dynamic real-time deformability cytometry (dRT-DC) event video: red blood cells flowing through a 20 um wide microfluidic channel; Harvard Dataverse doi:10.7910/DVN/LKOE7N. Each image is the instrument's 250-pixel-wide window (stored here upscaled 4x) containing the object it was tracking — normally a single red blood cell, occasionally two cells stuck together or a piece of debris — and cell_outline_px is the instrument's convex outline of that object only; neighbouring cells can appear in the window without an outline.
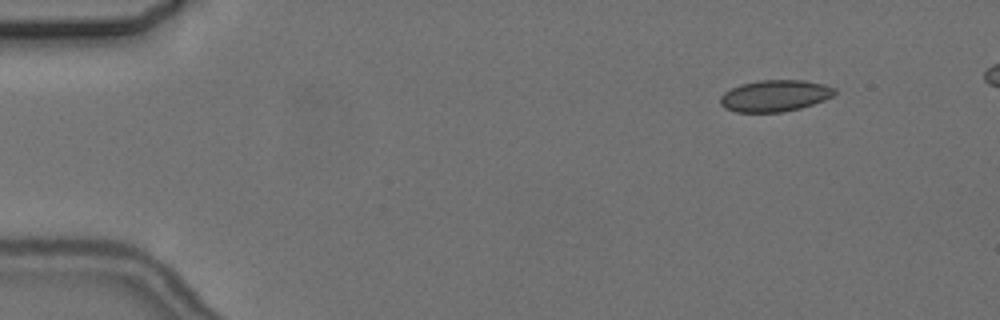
{"species": "common noctule bat (a hibernating species)", "species_latin": "Nyctalus noctula", "temperature_condition": "cold", "stored_images_in_passage": 6, "camera_frame_rate_fps": 3000, "um_per_image_px": 0.085, "animal": {"sex": "female", "body_mass_g": 24.6, "forearm_length_mm": 56.2}, "frame": {"image": 1, "passage_image": 2, "time_ms": 1.0, "image_size_px": [1000, 320], "cell_outline_px": [[836, 92], [832, 96], [824, 100], [800, 108], [784, 112], [736, 112], [724, 108], [720, 104], [720, 96], [724, 92], [740, 84], [760, 80], [804, 80], [824, 84], [836, 88]], "centroid_in_image_um": [65.85, 8.14], "position_along_channel_um": 19.1, "area_um2": 21.1}}